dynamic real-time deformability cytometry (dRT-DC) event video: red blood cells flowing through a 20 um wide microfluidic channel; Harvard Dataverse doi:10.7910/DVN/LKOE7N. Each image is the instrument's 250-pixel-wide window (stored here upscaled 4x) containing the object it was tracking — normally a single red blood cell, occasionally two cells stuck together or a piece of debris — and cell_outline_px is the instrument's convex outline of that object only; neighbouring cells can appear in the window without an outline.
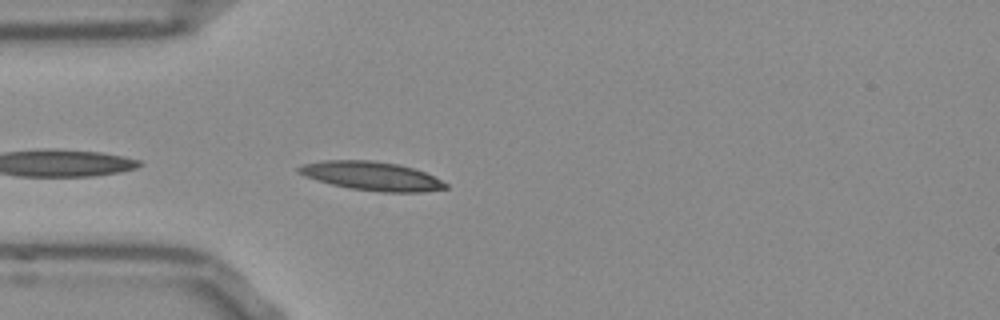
{"species": "Egyptian fruit bat (a non-hibernating species)", "species_latin": "Rousettus aegyptiacus", "temperature_condition": "room temperature", "stored_images_in_passage": 9, "camera_frame_rate_fps": 3000, "um_per_image_px": 0.085, "frame": {"image": 1, "passage_image": 2, "time_ms": 0.333, "image_size_px": [1000, 320], "cell_outline_px": [[448, 188], [424, 192], [380, 192], [348, 188], [332, 184], [304, 176], [296, 172], [296, 168], [304, 164], [324, 160], [372, 160], [396, 164], [412, 168], [424, 172], [448, 184]], "centroid_in_image_um": [31.57, 14.96], "position_along_channel_um": 53.4, "area_um2": 24.51}}